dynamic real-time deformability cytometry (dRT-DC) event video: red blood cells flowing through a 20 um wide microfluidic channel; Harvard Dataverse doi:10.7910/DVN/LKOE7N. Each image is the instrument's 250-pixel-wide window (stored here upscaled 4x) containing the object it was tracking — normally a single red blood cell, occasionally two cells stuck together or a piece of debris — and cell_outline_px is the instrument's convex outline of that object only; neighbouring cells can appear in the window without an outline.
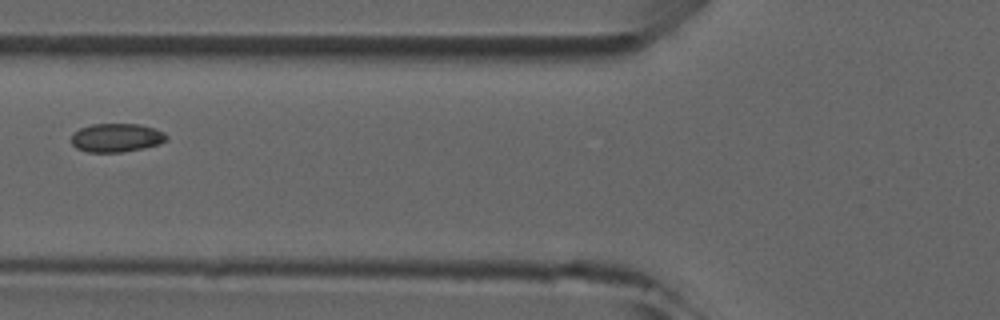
{"species": "common noctule bat (a hibernating species)", "species_latin": "Nyctalus noctula", "temperature_condition": "room temperature", "stored_images_in_passage": 3, "camera_frame_rate_fps": 3000, "um_per_image_px": 0.085, "animal": {"sex": "male", "forearm_length_mm": 52.5}, "frame": {"image": 1, "passage_image": 2, "time_ms": 1.333, "image_size_px": [1000, 320], "cell_outline_px": [[168, 140], [160, 144], [144, 148], [124, 152], [88, 152], [76, 148], [72, 144], [72, 132], [80, 128], [92, 124], [140, 124], [164, 132], [168, 136]], "centroid_in_image_um": [9.91, 11.71], "position_along_channel_um": 115.9, "area_um2": 16.01}}
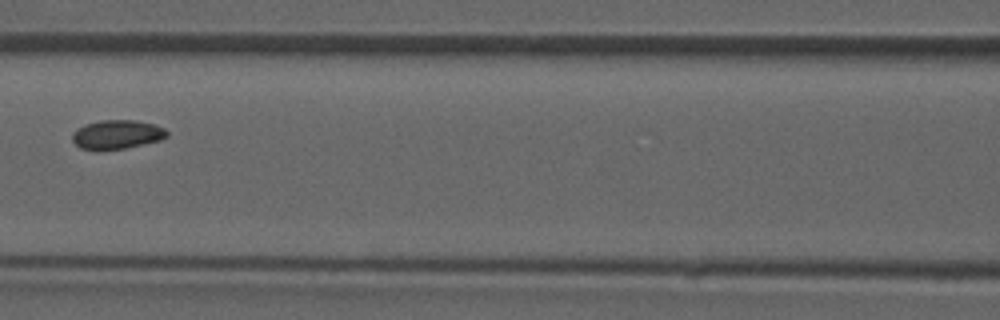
{"frame": {"image": 2, "passage_image": 3, "time_ms": 2.333, "image_size_px": [1000, 320], "cell_outline_px": [[168, 136], [160, 140], [144, 144], [124, 148], [96, 152], [80, 148], [72, 140], [72, 132], [84, 124], [100, 120], [136, 120], [152, 124], [164, 128], [168, 132]], "centroid_in_image_um": [9.9, 11.45], "position_along_channel_um": 156.7, "area_um2": 16.3}}